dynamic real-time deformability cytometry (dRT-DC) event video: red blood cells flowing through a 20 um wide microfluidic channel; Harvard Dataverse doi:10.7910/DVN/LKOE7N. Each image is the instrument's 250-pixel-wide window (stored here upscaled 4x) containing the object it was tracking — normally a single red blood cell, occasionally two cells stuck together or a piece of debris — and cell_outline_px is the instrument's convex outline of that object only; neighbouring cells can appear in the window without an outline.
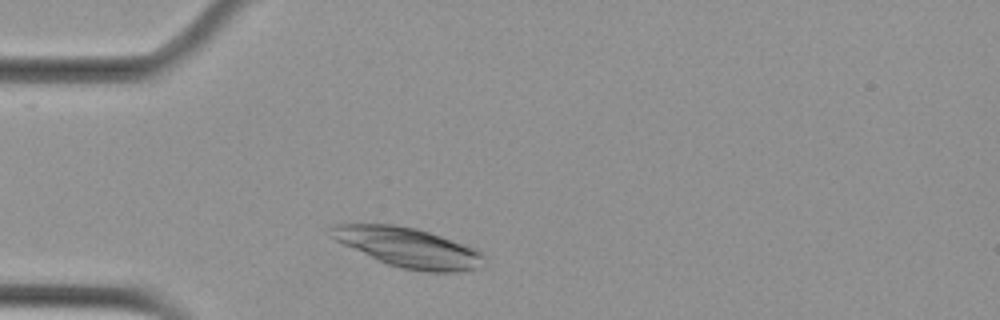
{"species": "Egyptian fruit bat (a non-hibernating species)", "species_latin": "Rousettus aegyptiacus", "temperature_condition": "cold", "stored_images_in_passage": 2, "camera_frame_rate_fps": 3000, "um_per_image_px": 0.085, "animal": {"sex": "female"}, "frame": {"image": 1, "passage_image": 2, "time_ms": 0.333, "image_size_px": [1000, 320], "cell_outline_px": [[484, 268], [460, 272], [428, 272], [400, 268], [388, 264], [344, 244], [328, 236], [328, 228], [332, 224], [392, 224], [416, 228], [476, 248], [484, 256]], "centroid_in_image_um": [34.73, 21.04], "position_along_channel_um": 50.3, "area_um2": 35.32}}